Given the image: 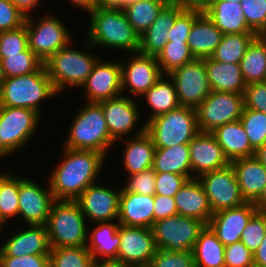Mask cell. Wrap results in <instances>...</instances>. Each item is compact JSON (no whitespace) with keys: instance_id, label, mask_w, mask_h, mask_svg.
I'll use <instances>...</instances> for the list:
<instances>
[{"instance_id":"cell-1","label":"cell","mask_w":266,"mask_h":267,"mask_svg":"<svg viewBox=\"0 0 266 267\" xmlns=\"http://www.w3.org/2000/svg\"><path fill=\"white\" fill-rule=\"evenodd\" d=\"M64 149V160L47 182L55 200H76L95 183L106 155L94 150Z\"/></svg>"},{"instance_id":"cell-2","label":"cell","mask_w":266,"mask_h":267,"mask_svg":"<svg viewBox=\"0 0 266 267\" xmlns=\"http://www.w3.org/2000/svg\"><path fill=\"white\" fill-rule=\"evenodd\" d=\"M87 29V47L104 46L139 52V35L127 20L123 9L94 8Z\"/></svg>"},{"instance_id":"cell-3","label":"cell","mask_w":266,"mask_h":267,"mask_svg":"<svg viewBox=\"0 0 266 267\" xmlns=\"http://www.w3.org/2000/svg\"><path fill=\"white\" fill-rule=\"evenodd\" d=\"M57 95L45 64L37 71L6 78L0 88V106L28 108L40 112V102Z\"/></svg>"},{"instance_id":"cell-4","label":"cell","mask_w":266,"mask_h":267,"mask_svg":"<svg viewBox=\"0 0 266 267\" xmlns=\"http://www.w3.org/2000/svg\"><path fill=\"white\" fill-rule=\"evenodd\" d=\"M85 219L76 200H55L45 225L51 247L87 246L89 231Z\"/></svg>"},{"instance_id":"cell-5","label":"cell","mask_w":266,"mask_h":267,"mask_svg":"<svg viewBox=\"0 0 266 267\" xmlns=\"http://www.w3.org/2000/svg\"><path fill=\"white\" fill-rule=\"evenodd\" d=\"M78 110L70 126L66 148L74 150H94L106 154L115 143L107 127L101 106L89 103Z\"/></svg>"},{"instance_id":"cell-6","label":"cell","mask_w":266,"mask_h":267,"mask_svg":"<svg viewBox=\"0 0 266 267\" xmlns=\"http://www.w3.org/2000/svg\"><path fill=\"white\" fill-rule=\"evenodd\" d=\"M146 132L156 148L188 144L200 132L196 111L191 107L180 106L149 120Z\"/></svg>"},{"instance_id":"cell-7","label":"cell","mask_w":266,"mask_h":267,"mask_svg":"<svg viewBox=\"0 0 266 267\" xmlns=\"http://www.w3.org/2000/svg\"><path fill=\"white\" fill-rule=\"evenodd\" d=\"M70 45L61 48L44 62L57 94L69 85L81 87L98 60L97 56L71 48Z\"/></svg>"},{"instance_id":"cell-8","label":"cell","mask_w":266,"mask_h":267,"mask_svg":"<svg viewBox=\"0 0 266 267\" xmlns=\"http://www.w3.org/2000/svg\"><path fill=\"white\" fill-rule=\"evenodd\" d=\"M40 120L41 114L34 110L0 106V157L27 145Z\"/></svg>"},{"instance_id":"cell-9","label":"cell","mask_w":266,"mask_h":267,"mask_svg":"<svg viewBox=\"0 0 266 267\" xmlns=\"http://www.w3.org/2000/svg\"><path fill=\"white\" fill-rule=\"evenodd\" d=\"M205 225L201 220L177 214L154 222L151 229L157 249L187 252L192 251Z\"/></svg>"},{"instance_id":"cell-10","label":"cell","mask_w":266,"mask_h":267,"mask_svg":"<svg viewBox=\"0 0 266 267\" xmlns=\"http://www.w3.org/2000/svg\"><path fill=\"white\" fill-rule=\"evenodd\" d=\"M32 15L26 17L25 26L28 35V48L43 62L61 48L71 44L72 36L63 22L52 14L34 22Z\"/></svg>"},{"instance_id":"cell-11","label":"cell","mask_w":266,"mask_h":267,"mask_svg":"<svg viewBox=\"0 0 266 267\" xmlns=\"http://www.w3.org/2000/svg\"><path fill=\"white\" fill-rule=\"evenodd\" d=\"M244 108L243 95L211 91L195 109L200 132H212L226 123L240 120Z\"/></svg>"},{"instance_id":"cell-12","label":"cell","mask_w":266,"mask_h":267,"mask_svg":"<svg viewBox=\"0 0 266 267\" xmlns=\"http://www.w3.org/2000/svg\"><path fill=\"white\" fill-rule=\"evenodd\" d=\"M174 82L179 104L196 109L211 93L205 58L184 64L167 75Z\"/></svg>"},{"instance_id":"cell-13","label":"cell","mask_w":266,"mask_h":267,"mask_svg":"<svg viewBox=\"0 0 266 267\" xmlns=\"http://www.w3.org/2000/svg\"><path fill=\"white\" fill-rule=\"evenodd\" d=\"M204 188L213 213L245 203L233 167L204 173L197 178Z\"/></svg>"},{"instance_id":"cell-14","label":"cell","mask_w":266,"mask_h":267,"mask_svg":"<svg viewBox=\"0 0 266 267\" xmlns=\"http://www.w3.org/2000/svg\"><path fill=\"white\" fill-rule=\"evenodd\" d=\"M120 247L115 260L123 265L148 266L156 253V244L151 228L119 225Z\"/></svg>"},{"instance_id":"cell-15","label":"cell","mask_w":266,"mask_h":267,"mask_svg":"<svg viewBox=\"0 0 266 267\" xmlns=\"http://www.w3.org/2000/svg\"><path fill=\"white\" fill-rule=\"evenodd\" d=\"M87 102L99 103L122 93L121 62L97 60L85 83Z\"/></svg>"},{"instance_id":"cell-16","label":"cell","mask_w":266,"mask_h":267,"mask_svg":"<svg viewBox=\"0 0 266 267\" xmlns=\"http://www.w3.org/2000/svg\"><path fill=\"white\" fill-rule=\"evenodd\" d=\"M121 190L116 191L97 183L88 186L76 199L82 213L91 222L118 221Z\"/></svg>"},{"instance_id":"cell-17","label":"cell","mask_w":266,"mask_h":267,"mask_svg":"<svg viewBox=\"0 0 266 267\" xmlns=\"http://www.w3.org/2000/svg\"><path fill=\"white\" fill-rule=\"evenodd\" d=\"M55 198L47 190L29 180L19 178V215L28 225H46Z\"/></svg>"},{"instance_id":"cell-18","label":"cell","mask_w":266,"mask_h":267,"mask_svg":"<svg viewBox=\"0 0 266 267\" xmlns=\"http://www.w3.org/2000/svg\"><path fill=\"white\" fill-rule=\"evenodd\" d=\"M127 65L121 63L122 91L143 96L163 75L155 56L136 52ZM125 65V66H124ZM129 87V88H127Z\"/></svg>"},{"instance_id":"cell-19","label":"cell","mask_w":266,"mask_h":267,"mask_svg":"<svg viewBox=\"0 0 266 267\" xmlns=\"http://www.w3.org/2000/svg\"><path fill=\"white\" fill-rule=\"evenodd\" d=\"M192 174L200 175L230 165L218 141L210 132H199L189 143Z\"/></svg>"},{"instance_id":"cell-20","label":"cell","mask_w":266,"mask_h":267,"mask_svg":"<svg viewBox=\"0 0 266 267\" xmlns=\"http://www.w3.org/2000/svg\"><path fill=\"white\" fill-rule=\"evenodd\" d=\"M252 202L213 213L208 226L224 246L239 242L251 217L257 212Z\"/></svg>"},{"instance_id":"cell-21","label":"cell","mask_w":266,"mask_h":267,"mask_svg":"<svg viewBox=\"0 0 266 267\" xmlns=\"http://www.w3.org/2000/svg\"><path fill=\"white\" fill-rule=\"evenodd\" d=\"M133 98L120 95L98 104L101 106L110 137L113 141L131 134L140 118L139 107Z\"/></svg>"},{"instance_id":"cell-22","label":"cell","mask_w":266,"mask_h":267,"mask_svg":"<svg viewBox=\"0 0 266 267\" xmlns=\"http://www.w3.org/2000/svg\"><path fill=\"white\" fill-rule=\"evenodd\" d=\"M28 229L13 233L0 247V256L50 254L51 245L45 225H28Z\"/></svg>"},{"instance_id":"cell-23","label":"cell","mask_w":266,"mask_h":267,"mask_svg":"<svg viewBox=\"0 0 266 267\" xmlns=\"http://www.w3.org/2000/svg\"><path fill=\"white\" fill-rule=\"evenodd\" d=\"M184 9L175 2L166 5L151 26L139 37V52L157 57L168 42V30Z\"/></svg>"},{"instance_id":"cell-24","label":"cell","mask_w":266,"mask_h":267,"mask_svg":"<svg viewBox=\"0 0 266 267\" xmlns=\"http://www.w3.org/2000/svg\"><path fill=\"white\" fill-rule=\"evenodd\" d=\"M177 214L203 221L206 225L213 215L204 188L197 178L188 179L174 196Z\"/></svg>"},{"instance_id":"cell-25","label":"cell","mask_w":266,"mask_h":267,"mask_svg":"<svg viewBox=\"0 0 266 267\" xmlns=\"http://www.w3.org/2000/svg\"><path fill=\"white\" fill-rule=\"evenodd\" d=\"M245 202L254 203L266 186V167L256 156L231 161Z\"/></svg>"},{"instance_id":"cell-26","label":"cell","mask_w":266,"mask_h":267,"mask_svg":"<svg viewBox=\"0 0 266 267\" xmlns=\"http://www.w3.org/2000/svg\"><path fill=\"white\" fill-rule=\"evenodd\" d=\"M118 223L151 228L154 224V196L121 192Z\"/></svg>"},{"instance_id":"cell-27","label":"cell","mask_w":266,"mask_h":267,"mask_svg":"<svg viewBox=\"0 0 266 267\" xmlns=\"http://www.w3.org/2000/svg\"><path fill=\"white\" fill-rule=\"evenodd\" d=\"M134 136L130 137V140H123L126 143L122 153L123 168L129 175L151 169L156 149L152 138L146 132L145 123Z\"/></svg>"},{"instance_id":"cell-28","label":"cell","mask_w":266,"mask_h":267,"mask_svg":"<svg viewBox=\"0 0 266 267\" xmlns=\"http://www.w3.org/2000/svg\"><path fill=\"white\" fill-rule=\"evenodd\" d=\"M203 12L223 34L255 33L248 26L239 1L212 0Z\"/></svg>"},{"instance_id":"cell-29","label":"cell","mask_w":266,"mask_h":267,"mask_svg":"<svg viewBox=\"0 0 266 267\" xmlns=\"http://www.w3.org/2000/svg\"><path fill=\"white\" fill-rule=\"evenodd\" d=\"M223 36L213 21L202 12L194 20L187 43L194 58L204 59L213 55Z\"/></svg>"},{"instance_id":"cell-30","label":"cell","mask_w":266,"mask_h":267,"mask_svg":"<svg viewBox=\"0 0 266 267\" xmlns=\"http://www.w3.org/2000/svg\"><path fill=\"white\" fill-rule=\"evenodd\" d=\"M211 134L218 141L230 162L238 158L255 156L256 150L251 146L240 120L221 125Z\"/></svg>"},{"instance_id":"cell-31","label":"cell","mask_w":266,"mask_h":267,"mask_svg":"<svg viewBox=\"0 0 266 267\" xmlns=\"http://www.w3.org/2000/svg\"><path fill=\"white\" fill-rule=\"evenodd\" d=\"M206 74L212 91L244 94V81L240 64H231L205 58Z\"/></svg>"},{"instance_id":"cell-32","label":"cell","mask_w":266,"mask_h":267,"mask_svg":"<svg viewBox=\"0 0 266 267\" xmlns=\"http://www.w3.org/2000/svg\"><path fill=\"white\" fill-rule=\"evenodd\" d=\"M152 169L156 173H175L188 179L195 178V175H192L188 144L156 148Z\"/></svg>"},{"instance_id":"cell-33","label":"cell","mask_w":266,"mask_h":267,"mask_svg":"<svg viewBox=\"0 0 266 267\" xmlns=\"http://www.w3.org/2000/svg\"><path fill=\"white\" fill-rule=\"evenodd\" d=\"M97 225L90 234V241L87 243V249L94 259L115 260L120 247V234L118 233L119 223L97 222ZM100 256V257H99ZM99 257V258H97Z\"/></svg>"},{"instance_id":"cell-34","label":"cell","mask_w":266,"mask_h":267,"mask_svg":"<svg viewBox=\"0 0 266 267\" xmlns=\"http://www.w3.org/2000/svg\"><path fill=\"white\" fill-rule=\"evenodd\" d=\"M195 267H225V246L205 225L192 249Z\"/></svg>"},{"instance_id":"cell-35","label":"cell","mask_w":266,"mask_h":267,"mask_svg":"<svg viewBox=\"0 0 266 267\" xmlns=\"http://www.w3.org/2000/svg\"><path fill=\"white\" fill-rule=\"evenodd\" d=\"M165 77L167 78V75H162L161 78L142 96L143 98L145 97L151 108V115L148 116L149 119L145 121V124L149 120L181 106L178 101L173 80L171 78L166 80Z\"/></svg>"},{"instance_id":"cell-36","label":"cell","mask_w":266,"mask_h":267,"mask_svg":"<svg viewBox=\"0 0 266 267\" xmlns=\"http://www.w3.org/2000/svg\"><path fill=\"white\" fill-rule=\"evenodd\" d=\"M240 68L246 84L266 81V35L252 41L240 61Z\"/></svg>"},{"instance_id":"cell-37","label":"cell","mask_w":266,"mask_h":267,"mask_svg":"<svg viewBox=\"0 0 266 267\" xmlns=\"http://www.w3.org/2000/svg\"><path fill=\"white\" fill-rule=\"evenodd\" d=\"M256 33L224 34L211 58L215 61L240 64Z\"/></svg>"},{"instance_id":"cell-38","label":"cell","mask_w":266,"mask_h":267,"mask_svg":"<svg viewBox=\"0 0 266 267\" xmlns=\"http://www.w3.org/2000/svg\"><path fill=\"white\" fill-rule=\"evenodd\" d=\"M165 6V3L156 0H139L125 6L123 11L134 31L140 37Z\"/></svg>"},{"instance_id":"cell-39","label":"cell","mask_w":266,"mask_h":267,"mask_svg":"<svg viewBox=\"0 0 266 267\" xmlns=\"http://www.w3.org/2000/svg\"><path fill=\"white\" fill-rule=\"evenodd\" d=\"M19 216V177L13 173H2L0 195V222Z\"/></svg>"},{"instance_id":"cell-40","label":"cell","mask_w":266,"mask_h":267,"mask_svg":"<svg viewBox=\"0 0 266 267\" xmlns=\"http://www.w3.org/2000/svg\"><path fill=\"white\" fill-rule=\"evenodd\" d=\"M50 267H91L94 261L87 246L51 247Z\"/></svg>"},{"instance_id":"cell-41","label":"cell","mask_w":266,"mask_h":267,"mask_svg":"<svg viewBox=\"0 0 266 267\" xmlns=\"http://www.w3.org/2000/svg\"><path fill=\"white\" fill-rule=\"evenodd\" d=\"M156 58L161 72L165 75L195 59L187 42L174 41L167 42Z\"/></svg>"},{"instance_id":"cell-42","label":"cell","mask_w":266,"mask_h":267,"mask_svg":"<svg viewBox=\"0 0 266 267\" xmlns=\"http://www.w3.org/2000/svg\"><path fill=\"white\" fill-rule=\"evenodd\" d=\"M0 60L6 78L35 72L44 64L29 48L18 54L7 55Z\"/></svg>"},{"instance_id":"cell-43","label":"cell","mask_w":266,"mask_h":267,"mask_svg":"<svg viewBox=\"0 0 266 267\" xmlns=\"http://www.w3.org/2000/svg\"><path fill=\"white\" fill-rule=\"evenodd\" d=\"M240 121L249 138L251 146L257 150L266 142V113L243 109Z\"/></svg>"},{"instance_id":"cell-44","label":"cell","mask_w":266,"mask_h":267,"mask_svg":"<svg viewBox=\"0 0 266 267\" xmlns=\"http://www.w3.org/2000/svg\"><path fill=\"white\" fill-rule=\"evenodd\" d=\"M248 26L259 36L266 35V0H241Z\"/></svg>"},{"instance_id":"cell-45","label":"cell","mask_w":266,"mask_h":267,"mask_svg":"<svg viewBox=\"0 0 266 267\" xmlns=\"http://www.w3.org/2000/svg\"><path fill=\"white\" fill-rule=\"evenodd\" d=\"M28 48V35L25 24L17 29L0 32V58L14 55Z\"/></svg>"},{"instance_id":"cell-46","label":"cell","mask_w":266,"mask_h":267,"mask_svg":"<svg viewBox=\"0 0 266 267\" xmlns=\"http://www.w3.org/2000/svg\"><path fill=\"white\" fill-rule=\"evenodd\" d=\"M266 234V215L257 211L244 228L240 241L253 253Z\"/></svg>"},{"instance_id":"cell-47","label":"cell","mask_w":266,"mask_h":267,"mask_svg":"<svg viewBox=\"0 0 266 267\" xmlns=\"http://www.w3.org/2000/svg\"><path fill=\"white\" fill-rule=\"evenodd\" d=\"M203 12L200 9L185 8L168 30V42H187L194 20Z\"/></svg>"},{"instance_id":"cell-48","label":"cell","mask_w":266,"mask_h":267,"mask_svg":"<svg viewBox=\"0 0 266 267\" xmlns=\"http://www.w3.org/2000/svg\"><path fill=\"white\" fill-rule=\"evenodd\" d=\"M149 267H195L192 251L169 252L157 249Z\"/></svg>"},{"instance_id":"cell-49","label":"cell","mask_w":266,"mask_h":267,"mask_svg":"<svg viewBox=\"0 0 266 267\" xmlns=\"http://www.w3.org/2000/svg\"><path fill=\"white\" fill-rule=\"evenodd\" d=\"M156 172L151 168L146 171L129 175L128 184L122 187L121 192H133L136 194L155 196Z\"/></svg>"},{"instance_id":"cell-50","label":"cell","mask_w":266,"mask_h":267,"mask_svg":"<svg viewBox=\"0 0 266 267\" xmlns=\"http://www.w3.org/2000/svg\"><path fill=\"white\" fill-rule=\"evenodd\" d=\"M225 267H252L253 253L241 241L225 246Z\"/></svg>"},{"instance_id":"cell-51","label":"cell","mask_w":266,"mask_h":267,"mask_svg":"<svg viewBox=\"0 0 266 267\" xmlns=\"http://www.w3.org/2000/svg\"><path fill=\"white\" fill-rule=\"evenodd\" d=\"M187 180L186 176L175 173H156V195L174 197Z\"/></svg>"},{"instance_id":"cell-52","label":"cell","mask_w":266,"mask_h":267,"mask_svg":"<svg viewBox=\"0 0 266 267\" xmlns=\"http://www.w3.org/2000/svg\"><path fill=\"white\" fill-rule=\"evenodd\" d=\"M243 109L266 113V81L247 84L243 94Z\"/></svg>"},{"instance_id":"cell-53","label":"cell","mask_w":266,"mask_h":267,"mask_svg":"<svg viewBox=\"0 0 266 267\" xmlns=\"http://www.w3.org/2000/svg\"><path fill=\"white\" fill-rule=\"evenodd\" d=\"M26 16L8 0H0V32L17 29L25 24Z\"/></svg>"},{"instance_id":"cell-54","label":"cell","mask_w":266,"mask_h":267,"mask_svg":"<svg viewBox=\"0 0 266 267\" xmlns=\"http://www.w3.org/2000/svg\"><path fill=\"white\" fill-rule=\"evenodd\" d=\"M0 267H50V255L0 256Z\"/></svg>"},{"instance_id":"cell-55","label":"cell","mask_w":266,"mask_h":267,"mask_svg":"<svg viewBox=\"0 0 266 267\" xmlns=\"http://www.w3.org/2000/svg\"><path fill=\"white\" fill-rule=\"evenodd\" d=\"M177 215L174 197L154 196V222Z\"/></svg>"},{"instance_id":"cell-56","label":"cell","mask_w":266,"mask_h":267,"mask_svg":"<svg viewBox=\"0 0 266 267\" xmlns=\"http://www.w3.org/2000/svg\"><path fill=\"white\" fill-rule=\"evenodd\" d=\"M15 5L26 17L31 15L30 11L36 8L41 0H8Z\"/></svg>"},{"instance_id":"cell-57","label":"cell","mask_w":266,"mask_h":267,"mask_svg":"<svg viewBox=\"0 0 266 267\" xmlns=\"http://www.w3.org/2000/svg\"><path fill=\"white\" fill-rule=\"evenodd\" d=\"M136 0H97L96 8L123 9Z\"/></svg>"},{"instance_id":"cell-58","label":"cell","mask_w":266,"mask_h":267,"mask_svg":"<svg viewBox=\"0 0 266 267\" xmlns=\"http://www.w3.org/2000/svg\"><path fill=\"white\" fill-rule=\"evenodd\" d=\"M212 0H174L175 3L180 4L183 8L204 10Z\"/></svg>"},{"instance_id":"cell-59","label":"cell","mask_w":266,"mask_h":267,"mask_svg":"<svg viewBox=\"0 0 266 267\" xmlns=\"http://www.w3.org/2000/svg\"><path fill=\"white\" fill-rule=\"evenodd\" d=\"M254 264L266 266V234L260 246L253 252Z\"/></svg>"},{"instance_id":"cell-60","label":"cell","mask_w":266,"mask_h":267,"mask_svg":"<svg viewBox=\"0 0 266 267\" xmlns=\"http://www.w3.org/2000/svg\"><path fill=\"white\" fill-rule=\"evenodd\" d=\"M102 260V261H101ZM91 267H128L118 260L94 259Z\"/></svg>"},{"instance_id":"cell-61","label":"cell","mask_w":266,"mask_h":267,"mask_svg":"<svg viewBox=\"0 0 266 267\" xmlns=\"http://www.w3.org/2000/svg\"><path fill=\"white\" fill-rule=\"evenodd\" d=\"M73 5L80 7L81 9L86 10L87 12L96 8L97 0H69Z\"/></svg>"},{"instance_id":"cell-62","label":"cell","mask_w":266,"mask_h":267,"mask_svg":"<svg viewBox=\"0 0 266 267\" xmlns=\"http://www.w3.org/2000/svg\"><path fill=\"white\" fill-rule=\"evenodd\" d=\"M258 211L263 212L266 209V186L259 198L253 203Z\"/></svg>"},{"instance_id":"cell-63","label":"cell","mask_w":266,"mask_h":267,"mask_svg":"<svg viewBox=\"0 0 266 267\" xmlns=\"http://www.w3.org/2000/svg\"><path fill=\"white\" fill-rule=\"evenodd\" d=\"M255 156L266 167V142L255 151Z\"/></svg>"},{"instance_id":"cell-64","label":"cell","mask_w":266,"mask_h":267,"mask_svg":"<svg viewBox=\"0 0 266 267\" xmlns=\"http://www.w3.org/2000/svg\"><path fill=\"white\" fill-rule=\"evenodd\" d=\"M6 77L3 72L1 60H0V88L2 87L3 82L5 81Z\"/></svg>"},{"instance_id":"cell-65","label":"cell","mask_w":266,"mask_h":267,"mask_svg":"<svg viewBox=\"0 0 266 267\" xmlns=\"http://www.w3.org/2000/svg\"><path fill=\"white\" fill-rule=\"evenodd\" d=\"M136 1H139V0H136ZM156 1L163 2V3H165L166 5H169V4H171V3L174 2V0H156Z\"/></svg>"},{"instance_id":"cell-66","label":"cell","mask_w":266,"mask_h":267,"mask_svg":"<svg viewBox=\"0 0 266 267\" xmlns=\"http://www.w3.org/2000/svg\"><path fill=\"white\" fill-rule=\"evenodd\" d=\"M2 191V173L0 174V195Z\"/></svg>"},{"instance_id":"cell-67","label":"cell","mask_w":266,"mask_h":267,"mask_svg":"<svg viewBox=\"0 0 266 267\" xmlns=\"http://www.w3.org/2000/svg\"><path fill=\"white\" fill-rule=\"evenodd\" d=\"M224 1L235 3V2H238V1L240 2L241 0H224Z\"/></svg>"},{"instance_id":"cell-68","label":"cell","mask_w":266,"mask_h":267,"mask_svg":"<svg viewBox=\"0 0 266 267\" xmlns=\"http://www.w3.org/2000/svg\"><path fill=\"white\" fill-rule=\"evenodd\" d=\"M252 267H266V266H263V265H258V264H253Z\"/></svg>"},{"instance_id":"cell-69","label":"cell","mask_w":266,"mask_h":267,"mask_svg":"<svg viewBox=\"0 0 266 267\" xmlns=\"http://www.w3.org/2000/svg\"><path fill=\"white\" fill-rule=\"evenodd\" d=\"M131 267H149V266H131Z\"/></svg>"}]
</instances>
